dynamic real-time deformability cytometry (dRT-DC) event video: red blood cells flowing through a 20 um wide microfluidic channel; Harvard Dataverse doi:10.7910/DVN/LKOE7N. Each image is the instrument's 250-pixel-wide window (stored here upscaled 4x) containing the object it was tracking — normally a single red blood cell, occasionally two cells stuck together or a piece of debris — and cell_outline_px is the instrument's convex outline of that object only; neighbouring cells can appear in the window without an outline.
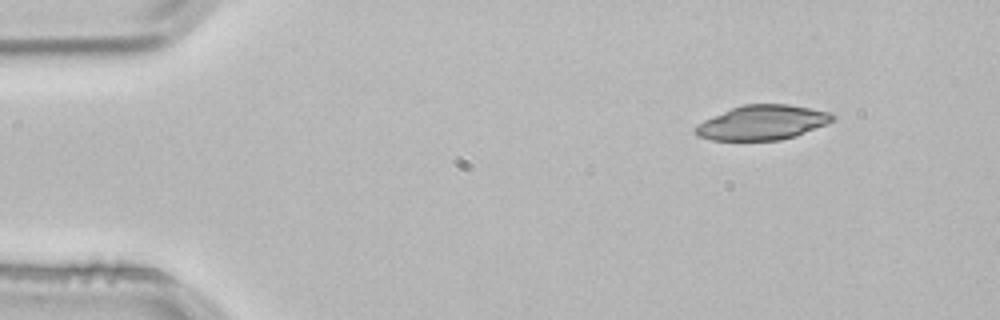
{"species": "common noctule bat (a hibernating species)", "species_latin": "Nyctalus noctula", "temperature_condition": "room temperature", "stored_images_in_passage": 3, "camera_frame_rate_fps": 3000, "um_per_image_px": 0.085, "animal": {"sex": "male", "body_mass_g": 21.5, "forearm_length_mm": 52.0}, "frame": {"image": 1, "passage_image": 1, "time_ms": 0.0, "image_size_px": [1000, 320], "cell_outline_px": [[836, 120], [796, 136], [780, 140], [712, 140], [696, 136], [692, 132], [692, 128], [696, 124], [704, 120], [732, 108], [744, 104], [788, 104], [832, 112], [836, 116]], "centroid_in_image_um": [64.79, 10.42], "position_along_channel_um": 20.2, "area_um2": 27.92}}